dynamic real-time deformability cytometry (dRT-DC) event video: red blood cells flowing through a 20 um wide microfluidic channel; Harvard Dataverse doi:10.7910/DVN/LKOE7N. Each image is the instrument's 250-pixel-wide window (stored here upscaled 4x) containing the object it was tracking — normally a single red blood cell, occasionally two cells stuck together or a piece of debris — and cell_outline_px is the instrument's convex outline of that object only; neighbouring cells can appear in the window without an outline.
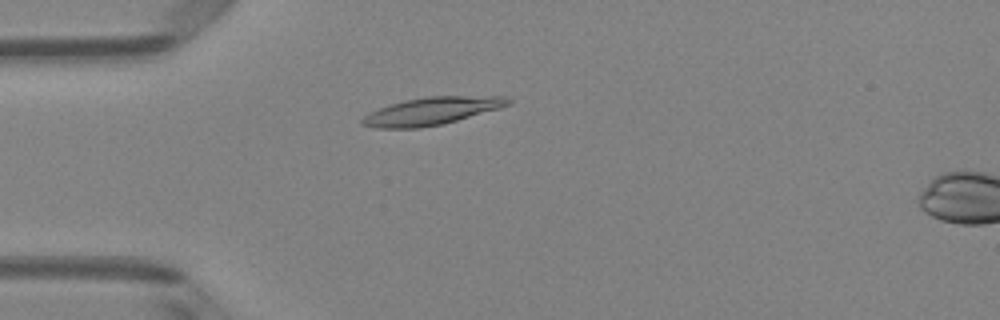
{"species": "Egyptian fruit bat (a non-hibernating species)", "species_latin": "Rousettus aegyptiacus", "temperature_condition": "room temperature", "stored_images_in_passage": 50, "camera_frame_rate_fps": 3000, "um_per_image_px": 0.085, "animal": {"sex": "female"}, "frame": {"image": 1, "passage_image": 14, "time_ms": 4.333, "image_size_px": [1000, 320], "cell_outline_px": [[512, 104], [500, 108], [444, 124], [420, 128], [376, 128], [360, 124], [360, 120], [368, 112], [404, 100], [428, 96], [508, 96], [512, 100]], "centroid_in_image_um": [36.72, 9.44], "position_along_channel_um": 48.3, "area_um2": 23.64}}
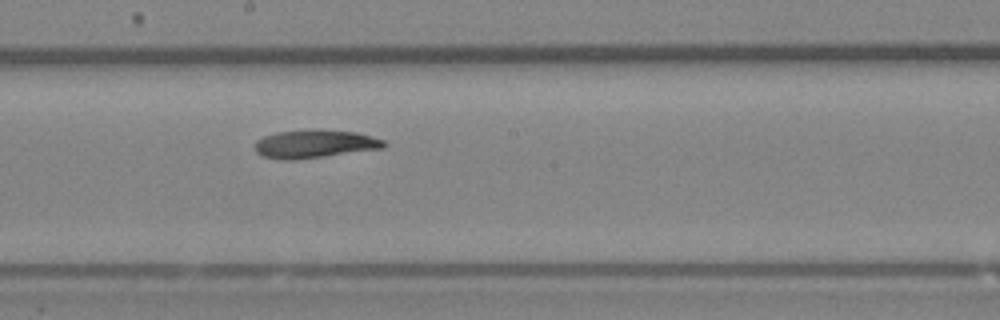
{"frame": {"image": 2, "passage_image": 28, "time_ms": 9.0, "image_size_px": [1000, 320], "cell_outline_px": [[388, 144], [384, 148], [296, 160], [280, 160], [260, 156], [256, 152], [256, 140], [264, 136], [276, 132], [316, 128], [320, 128], [356, 132], [372, 136], [384, 140]], "centroid_in_image_um": [26.75, 12.22], "position_along_channel_um": 221.4, "area_um2": 21.68}}
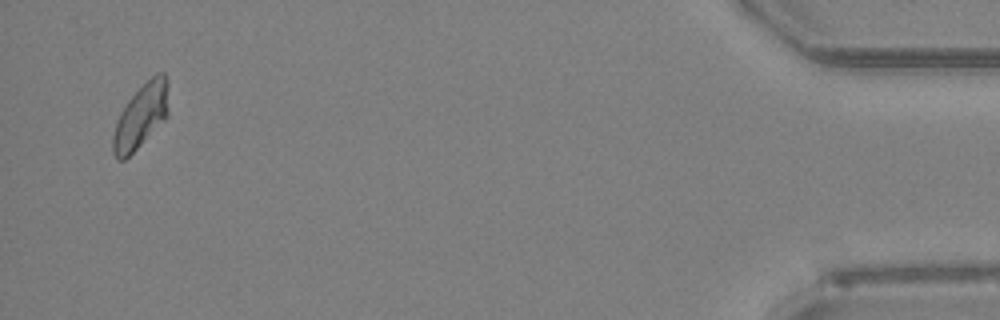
{"frame": {"image": 3, "passage_image": 49, "time_ms": 16.0, "image_size_px": [1000, 320], "cell_outline_px": [[168, 116], [124, 160], [116, 160], [112, 152], [112, 136], [116, 120], [120, 112], [128, 100], [156, 72], [164, 72], [168, 84]], "centroid_in_image_um": [11.96, 9.87], "position_along_channel_um": 423.2, "area_um2": 20.63}, "authors_computed_cell_mechanics": {"area_um2": 21.2126, "velocity_mm_per_s": 4.0415, "shape_relaxation_time_tau1_ms": 6.153, "shape_relaxation_time_tau2_ms": 5.9426, "deformation_change_tau1": 0.1513, "deformation_change_tau2": 0.1212}}